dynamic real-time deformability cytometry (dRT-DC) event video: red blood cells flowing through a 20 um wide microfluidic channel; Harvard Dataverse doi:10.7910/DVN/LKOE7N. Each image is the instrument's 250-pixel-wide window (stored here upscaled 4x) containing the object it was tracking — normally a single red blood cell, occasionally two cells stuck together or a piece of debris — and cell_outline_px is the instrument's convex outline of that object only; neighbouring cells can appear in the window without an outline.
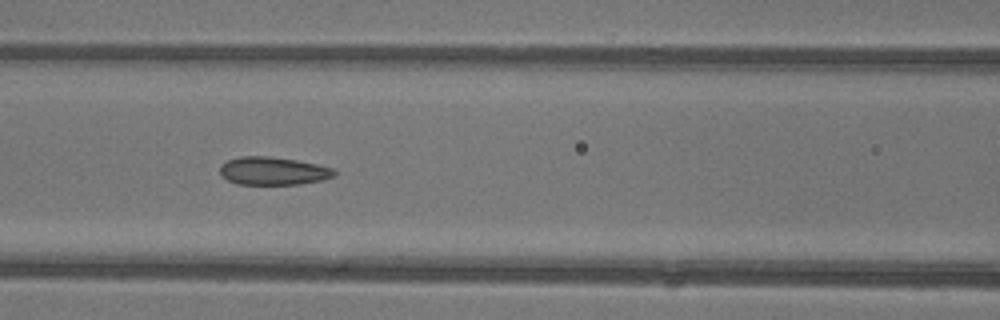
{"species": "common noctule bat (a hibernating species)", "species_latin": "Nyctalus noctula", "temperature_condition": "warm", "stored_images_in_passage": 6, "camera_frame_rate_fps": 3000, "um_per_image_px": 0.085, "animal": {"sex": "female"}, "frame": {"image": 1, "passage_image": 5, "time_ms": 1.333, "image_size_px": [1000, 320], "cell_outline_px": [[336, 176], [320, 180], [300, 184], [236, 184], [220, 176], [220, 164], [228, 160], [240, 156], [268, 156], [296, 160], [316, 164], [332, 168], [336, 172]], "centroid_in_image_um": [23.18, 14.53], "position_along_channel_um": 143.4, "area_um2": 18.67}}